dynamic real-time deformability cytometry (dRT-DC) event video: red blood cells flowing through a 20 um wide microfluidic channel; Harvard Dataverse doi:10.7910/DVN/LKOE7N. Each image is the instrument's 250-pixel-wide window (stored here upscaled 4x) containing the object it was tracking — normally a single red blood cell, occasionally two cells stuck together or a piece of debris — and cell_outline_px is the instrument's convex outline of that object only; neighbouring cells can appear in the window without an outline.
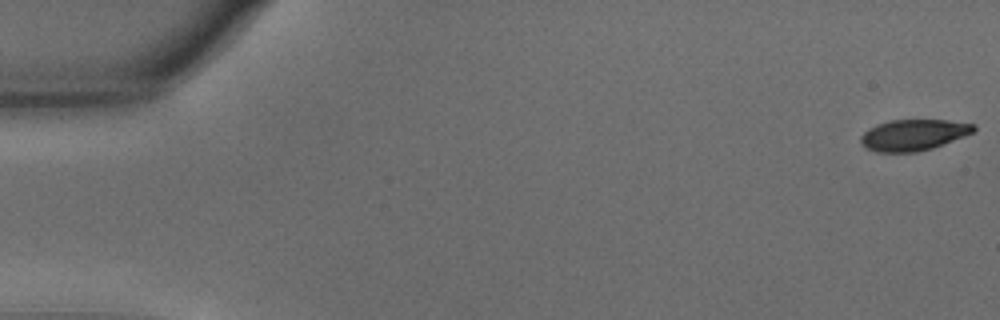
{"species": "common noctule bat (a hibernating species)", "species_latin": "Nyctalus noctula", "temperature_condition": "warm", "stored_images_in_passage": 57, "camera_frame_rate_fps": 3000, "um_per_image_px": 0.085, "animal": {"sex": "male", "body_mass_g": 15.6}, "frame": {"image": 1, "passage_image": 1, "time_ms": 0.0, "image_size_px": [1000, 320], "cell_outline_px": [[976, 128], [972, 132], [964, 136], [932, 148], [916, 152], [876, 152], [868, 148], [860, 140], [860, 136], [868, 128], [876, 124], [892, 120], [948, 120], [976, 124]], "centroid_in_image_um": [77.64, 11.46], "position_along_channel_um": 7.4, "area_um2": 20.35}}
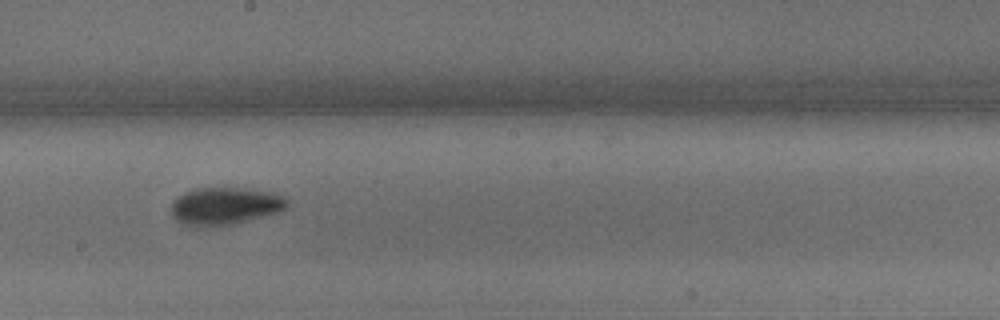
{"frame": {"image": 2, "passage_image": 32, "time_ms": 10.333, "image_size_px": [1000, 320], "cell_outline_px": [[288, 204], [280, 212], [216, 228], [196, 228], [184, 224], [176, 220], [172, 216], [172, 204], [184, 192], [200, 188], [244, 188], [272, 192], [284, 196], [288, 200]], "centroid_in_image_um": [19.13, 17.54], "position_along_channel_um": 229.1, "area_um2": 25.55}}
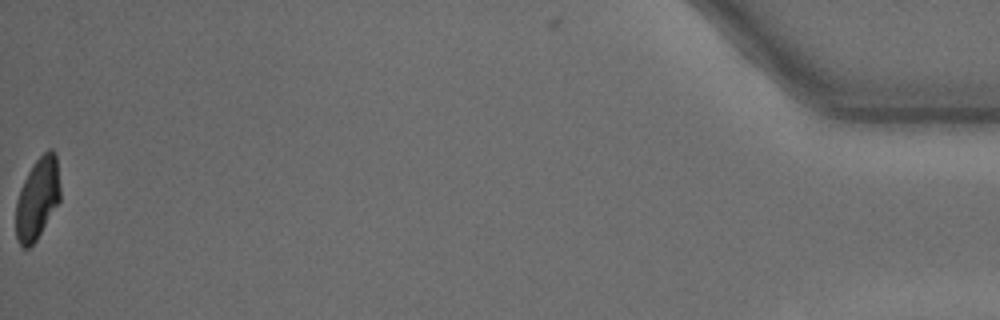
{"frame": {"image": 3, "passage_image": 57, "time_ms": 18.667, "image_size_px": [1000, 320], "cell_outline_px": [[60, 200], [36, 240], [28, 248], [24, 248], [20, 244], [16, 236], [16, 200], [20, 188], [28, 172], [36, 160], [48, 148], [52, 148], [56, 152], [60, 188]], "centroid_in_image_um": [3.19, 16.84], "position_along_channel_um": 432.0, "area_um2": 20.98}, "authors_computed_cell_mechanics": {"area_um2": 22.831, "velocity_mm_per_s": 3.5971, "shape_relaxation_time_tau1_ms": 2.2651, "shape_relaxation_time_tau2_ms": 3.3051, "deformation_change_tau1": 0.1418, "deformation_change_tau2": 0.0767}}